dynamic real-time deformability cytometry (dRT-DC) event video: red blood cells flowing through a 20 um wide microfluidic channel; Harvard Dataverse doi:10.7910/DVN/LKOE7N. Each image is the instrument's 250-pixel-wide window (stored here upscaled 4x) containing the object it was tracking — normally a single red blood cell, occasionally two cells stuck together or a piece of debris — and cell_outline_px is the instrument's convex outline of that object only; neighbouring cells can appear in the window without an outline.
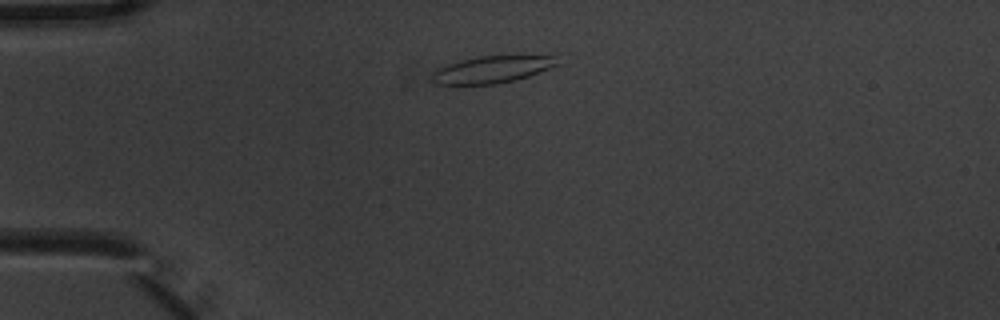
{"species": "common noctule bat (a hibernating species)", "species_latin": "Nyctalus noctula", "temperature_condition": "warm", "stored_images_in_passage": 6, "camera_frame_rate_fps": 3000, "um_per_image_px": 0.085, "animal": {"sex": "male", "body_mass_g": 20.1, "forearm_length_mm": 53.5}, "frame": {"image": 1, "passage_image": 1, "time_ms": 0.0, "image_size_px": [1000, 320], "cell_outline_px": [[560, 64], [528, 76], [516, 80], [496, 84], [436, 84], [432, 80], [432, 72], [448, 64], [460, 60], [480, 56], [560, 52]], "centroid_in_image_um": [42.06, 5.83], "position_along_channel_um": 42.9, "area_um2": 20.75}}
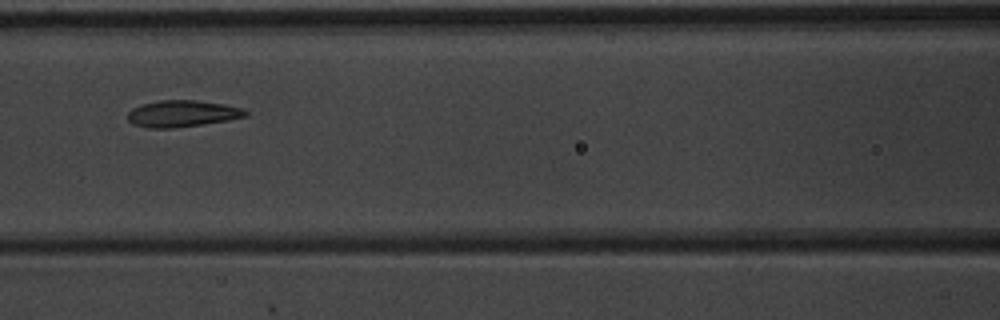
{"frame": {"image": 2, "passage_image": 4, "time_ms": 1.0, "image_size_px": [1000, 320], "cell_outline_px": [[248, 116], [200, 124], [172, 128], [148, 128], [132, 124], [128, 120], [128, 112], [132, 108], [144, 104], [160, 100], [196, 100], [224, 104], [240, 108], [248, 112]], "centroid_in_image_um": [15.45, 9.65], "position_along_channel_um": 151.2, "area_um2": 17.98}}
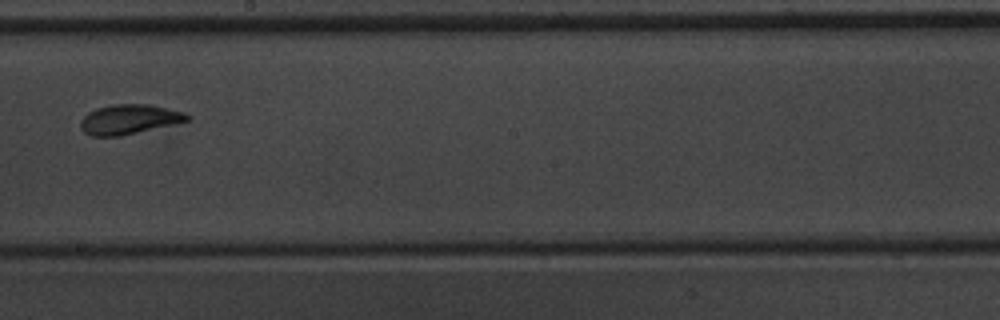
{"frame": {"image": 3, "passage_image": 6, "time_ms": 1.667, "image_size_px": [1000, 320], "cell_outline_px": [[192, 116], [188, 120], [172, 124], [120, 136], [92, 136], [84, 132], [80, 128], [80, 120], [88, 112], [96, 108], [112, 104], [148, 104], [168, 108], [184, 112]], "centroid_in_image_um": [10.94, 10.13], "position_along_channel_um": 237.3, "area_um2": 18.38}}